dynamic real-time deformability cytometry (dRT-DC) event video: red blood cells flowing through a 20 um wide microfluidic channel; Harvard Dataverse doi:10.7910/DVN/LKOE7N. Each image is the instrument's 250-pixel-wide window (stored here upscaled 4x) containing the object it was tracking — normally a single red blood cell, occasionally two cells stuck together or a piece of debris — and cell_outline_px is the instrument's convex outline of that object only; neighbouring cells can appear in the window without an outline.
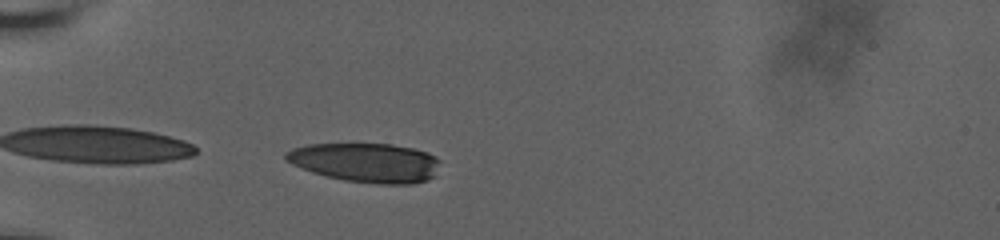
{"species": "human", "species_latin": "Homo sapiens", "temperature_condition": "room temperature", "stored_images_in_passage": 41, "camera_frame_rate_fps": 3000, "um_per_image_px": 0.085, "donor": {"sex": "male"}, "frame": {"image": 1, "passage_image": 1, "time_ms": 0.0, "image_size_px": [1000, 240], "cell_outline_px": [[440, 160], [436, 176], [428, 180], [412, 184], [380, 184], [344, 180], [312, 172], [292, 164], [284, 160], [284, 152], [292, 148], [308, 144], [392, 144], [412, 148], [428, 152], [436, 156]], "centroid_in_image_um": [31.12, 13.82], "position_along_channel_um": 53.9, "area_um2": 35.55}}
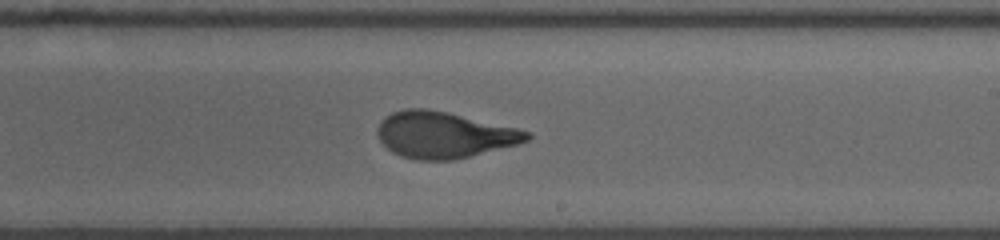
{"frame": {"image": 2, "passage_image": 19, "time_ms": 6.0, "image_size_px": [1000, 240], "cell_outline_px": [[532, 136], [528, 140], [516, 144], [452, 160], [416, 160], [400, 156], [392, 152], [380, 140], [376, 132], [376, 128], [380, 120], [384, 116], [392, 112], [404, 108], [428, 108], [448, 112], [516, 128], [528, 132]], "centroid_in_image_um": [37.65, 11.45], "position_along_channel_um": 251.3, "area_um2": 40.11}}
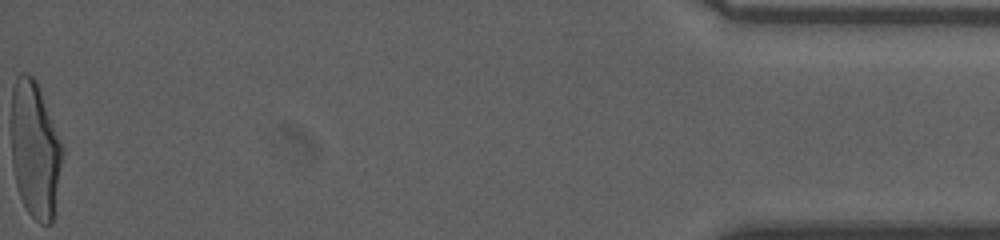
{"frame": {"image": 3, "passage_image": 41, "time_ms": 13.333, "image_size_px": [1000, 240], "cell_outline_px": [[64, 152], [52, 224], [40, 224], [28, 212], [20, 196], [16, 184], [12, 164], [12, 88], [16, 76], [20, 72], [28, 72], [36, 80], [64, 148]], "centroid_in_image_um": [2.98, 12.71], "position_along_channel_um": 432.2, "area_um2": 40.81}, "authors_computed_cell_mechanics": {"area_um2": 40.2288, "velocity_mm_per_s": 3.6685, "shape_relaxation_time_tau1_ms": 5.6428, "shape_relaxation_time_tau2_ms": 0.8731, "deformation_change_tau1": 0.2203, "deformation_change_tau2": 0.0776}}